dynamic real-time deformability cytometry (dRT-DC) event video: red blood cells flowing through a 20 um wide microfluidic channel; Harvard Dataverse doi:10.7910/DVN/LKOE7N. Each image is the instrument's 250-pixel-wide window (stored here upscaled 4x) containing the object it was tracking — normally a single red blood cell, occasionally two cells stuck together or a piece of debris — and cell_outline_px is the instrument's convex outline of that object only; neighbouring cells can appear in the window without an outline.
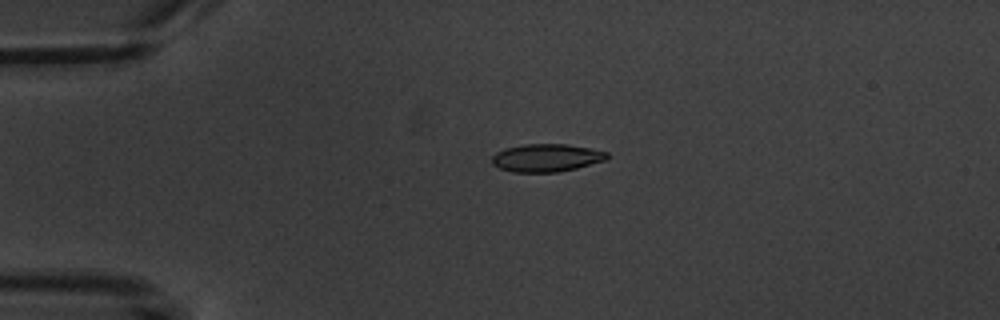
{"species": "common noctule bat (a hibernating species)", "species_latin": "Nyctalus noctula", "temperature_condition": "warm", "stored_images_in_passage": 2, "camera_frame_rate_fps": 3000, "um_per_image_px": 0.085, "animal": {"sex": "male", "body_mass_g": 20.1, "forearm_length_mm": 53.5}, "frame": {"image": 1, "passage_image": 1, "time_ms": 0.0, "image_size_px": [1000, 320], "cell_outline_px": [[608, 156], [604, 160], [576, 168], [556, 172], [512, 172], [500, 168], [492, 164], [492, 156], [496, 152], [504, 148], [524, 144], [568, 144], [608, 152]], "centroid_in_image_um": [46.4, 13.41], "position_along_channel_um": 38.6, "area_um2": 18.55}}